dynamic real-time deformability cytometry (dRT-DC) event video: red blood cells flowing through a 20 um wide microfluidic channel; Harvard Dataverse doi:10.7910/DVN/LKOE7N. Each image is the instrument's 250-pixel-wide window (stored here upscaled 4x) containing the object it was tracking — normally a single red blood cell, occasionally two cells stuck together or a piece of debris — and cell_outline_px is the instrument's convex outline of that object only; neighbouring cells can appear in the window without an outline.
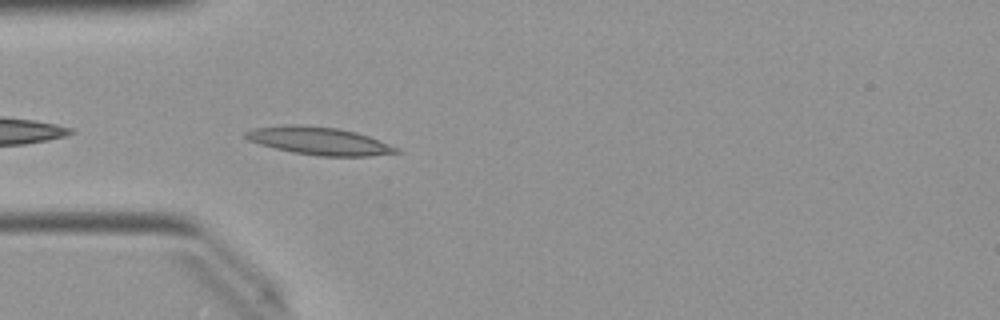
{"species": "Egyptian fruit bat (a non-hibernating species)", "species_latin": "Rousettus aegyptiacus", "temperature_condition": "warm", "stored_images_in_passage": 5, "camera_frame_rate_fps": 3000, "um_per_image_px": 0.085, "animal": {"sex": "female"}, "frame": {"image": 1, "passage_image": 2, "time_ms": 0.333, "image_size_px": [1000, 320], "cell_outline_px": [[404, 152], [372, 156], [316, 156], [292, 152], [260, 144], [248, 140], [244, 136], [244, 132], [252, 128], [284, 124], [300, 124], [336, 128], [356, 132], [368, 136], [400, 148]], "centroid_in_image_um": [27.13, 11.97], "position_along_channel_um": 57.9, "area_um2": 24.62}}